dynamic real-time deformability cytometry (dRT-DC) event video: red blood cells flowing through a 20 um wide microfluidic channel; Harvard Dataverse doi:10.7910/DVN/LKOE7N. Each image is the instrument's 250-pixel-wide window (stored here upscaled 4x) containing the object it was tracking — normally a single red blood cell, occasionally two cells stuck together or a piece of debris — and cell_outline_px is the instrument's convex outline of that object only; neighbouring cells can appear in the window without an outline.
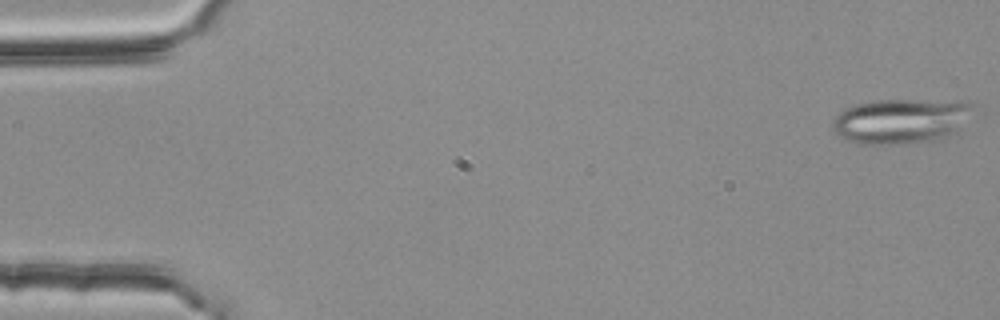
{"species": "common noctule bat (a hibernating species)", "species_latin": "Nyctalus noctula", "temperature_condition": "room temperature", "stored_images_in_passage": 14, "camera_frame_rate_fps": 3000, "um_per_image_px": 0.085, "animal": {"sex": "female", "body_mass_g": 25.1}, "frame": {"image": 1, "passage_image": 1, "time_ms": 0.0, "image_size_px": [1000, 320], "cell_outline_px": [[972, 104], [956, 132], [936, 140], [908, 144], [860, 144], [848, 140], [840, 136], [832, 128], [832, 120], [844, 108], [856, 104], [872, 100], [968, 100]], "centroid_in_image_um": [76.52, 10.28], "position_along_channel_um": 8.5, "area_um2": 36.7}}